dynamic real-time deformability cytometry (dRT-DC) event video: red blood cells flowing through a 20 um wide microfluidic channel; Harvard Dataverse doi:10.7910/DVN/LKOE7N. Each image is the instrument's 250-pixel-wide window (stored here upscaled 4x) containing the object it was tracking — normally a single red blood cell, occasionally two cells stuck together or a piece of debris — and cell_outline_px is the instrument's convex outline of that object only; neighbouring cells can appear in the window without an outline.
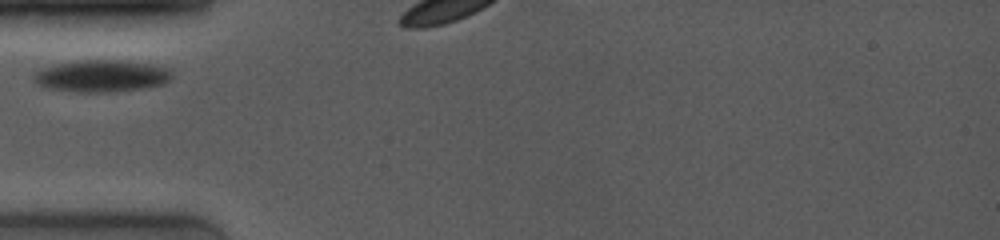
{"species": "common noctule bat (a hibernating species)", "species_latin": "Nyctalus noctula", "temperature_condition": "room temperature", "stored_images_in_passage": 13, "camera_frame_rate_fps": 4000, "um_per_image_px": 0.085, "animal": {"sex": "female", "body_mass_g": 19.0, "forearm_length_mm": 53.3}, "frame": {"image": 1, "passage_image": 1, "time_ms": 0.0, "image_size_px": [1000, 240], "cell_outline_px": [[172, 76], [164, 84], [140, 88], [112, 92], [80, 92], [44, 88], [32, 80], [32, 72], [52, 64], [76, 60], [120, 60], [148, 64], [168, 68], [172, 72]], "centroid_in_image_um": [8.54, 6.45], "position_along_channel_um": 76.5, "area_um2": 25.95}}